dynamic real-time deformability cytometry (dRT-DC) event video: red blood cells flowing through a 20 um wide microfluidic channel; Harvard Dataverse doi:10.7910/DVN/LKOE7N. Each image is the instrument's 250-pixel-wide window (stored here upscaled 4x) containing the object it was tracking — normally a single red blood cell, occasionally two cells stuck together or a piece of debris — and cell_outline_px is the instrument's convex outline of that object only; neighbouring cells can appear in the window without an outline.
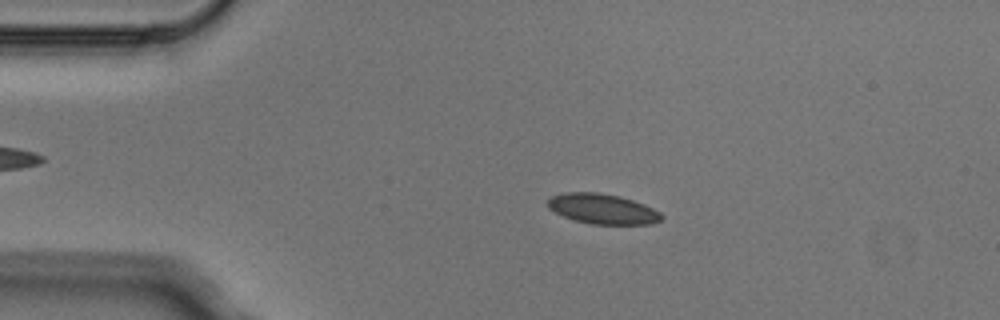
{"species": "Egyptian fruit bat (a non-hibernating species)", "species_latin": "Rousettus aegyptiacus", "temperature_condition": "cold", "stored_images_in_passage": 3, "camera_frame_rate_fps": 3000, "um_per_image_px": 0.085, "animal": {"sex": "male"}, "frame": {"image": 1, "passage_image": 2, "time_ms": 0.333, "image_size_px": [1000, 320], "cell_outline_px": [[664, 220], [652, 224], [592, 224], [576, 220], [564, 216], [548, 208], [548, 200], [552, 196], [568, 192], [596, 192], [620, 196], [644, 204], [660, 212], [664, 216]], "centroid_in_image_um": [51.27, 17.76], "position_along_channel_um": 33.7, "area_um2": 19.88}}